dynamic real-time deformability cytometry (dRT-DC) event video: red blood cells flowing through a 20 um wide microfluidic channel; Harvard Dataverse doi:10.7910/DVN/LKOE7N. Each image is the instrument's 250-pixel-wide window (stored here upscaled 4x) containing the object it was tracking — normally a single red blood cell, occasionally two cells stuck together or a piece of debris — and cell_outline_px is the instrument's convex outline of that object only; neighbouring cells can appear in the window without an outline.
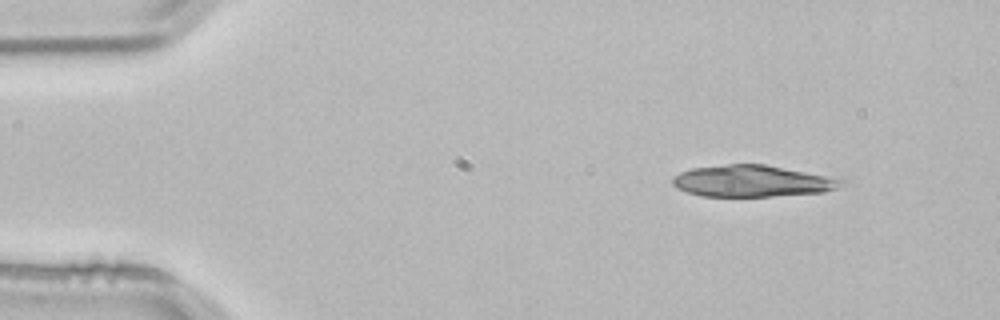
{"species": "common noctule bat (a hibernating species)", "species_latin": "Nyctalus noctula", "temperature_condition": "room temperature", "stored_images_in_passage": 3, "camera_frame_rate_fps": 3000, "um_per_image_px": 0.085, "animal": {"sex": "male", "body_mass_g": 21.5, "forearm_length_mm": 52.0}, "frame": {"image": 1, "passage_image": 1, "time_ms": 0.0, "image_size_px": [1000, 320], "cell_outline_px": [[848, 180], [844, 184], [836, 188], [824, 192], [772, 196], [700, 196], [676, 188], [672, 184], [672, 176], [680, 172], [692, 168], [728, 164], [764, 164], [840, 176]], "centroid_in_image_um": [64.05, 15.37], "position_along_channel_um": 21.0, "area_um2": 31.73}}
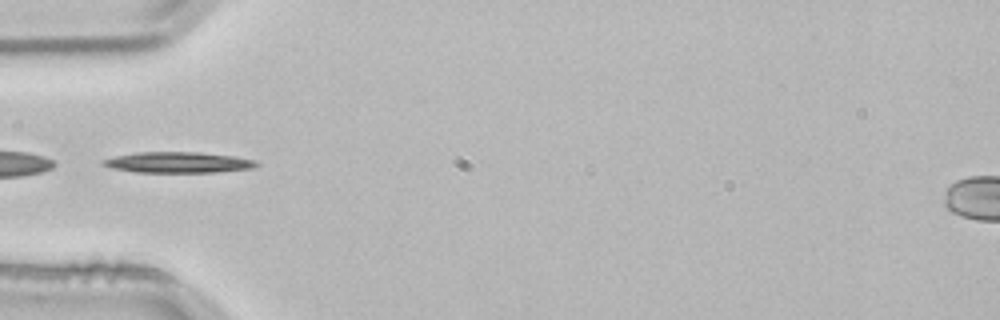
{"frame": {"image": 2, "passage_image": 3, "time_ms": 0.667, "image_size_px": [1000, 320], "cell_outline_px": [[260, 164], [252, 168], [216, 172], [136, 172], [112, 168], [100, 164], [100, 160], [116, 156], [136, 152], [200, 152], [232, 156], [256, 160]], "centroid_in_image_um": [15.11, 13.8], "position_along_channel_um": 69.9, "area_um2": 18.61}}